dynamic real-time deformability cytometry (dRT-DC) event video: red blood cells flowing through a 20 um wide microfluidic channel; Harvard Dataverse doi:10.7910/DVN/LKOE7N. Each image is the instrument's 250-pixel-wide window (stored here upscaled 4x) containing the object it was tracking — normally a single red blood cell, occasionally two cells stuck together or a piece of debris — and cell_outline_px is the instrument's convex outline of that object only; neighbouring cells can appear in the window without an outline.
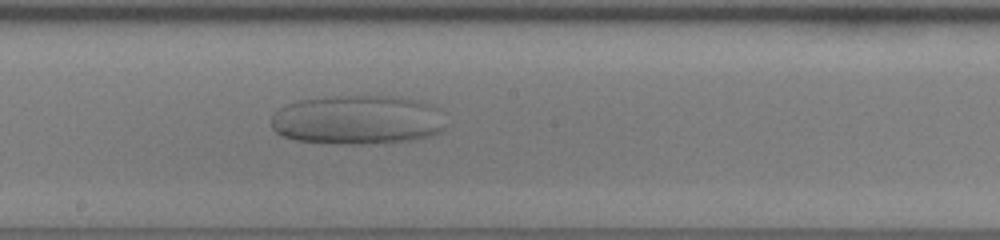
{"species": "human", "species_latin": "Homo sapiens", "temperature_condition": "room temperature", "stored_images_in_passage": 33, "camera_frame_rate_fps": 3000, "um_per_image_px": 0.085, "donor": {"sex": "female"}, "frame": {"image": 1, "passage_image": 19, "time_ms": 6.0, "image_size_px": [1000, 240], "cell_outline_px": [[444, 128], [440, 132], [428, 136], [412, 140], [364, 144], [336, 144], [296, 140], [280, 136], [272, 128], [272, 116], [280, 108], [288, 104], [300, 100], [336, 96], [392, 96], [416, 100], [440, 108]], "centroid_in_image_um": [30.38, 10.2], "position_along_channel_um": 217.8, "area_um2": 50.11}}